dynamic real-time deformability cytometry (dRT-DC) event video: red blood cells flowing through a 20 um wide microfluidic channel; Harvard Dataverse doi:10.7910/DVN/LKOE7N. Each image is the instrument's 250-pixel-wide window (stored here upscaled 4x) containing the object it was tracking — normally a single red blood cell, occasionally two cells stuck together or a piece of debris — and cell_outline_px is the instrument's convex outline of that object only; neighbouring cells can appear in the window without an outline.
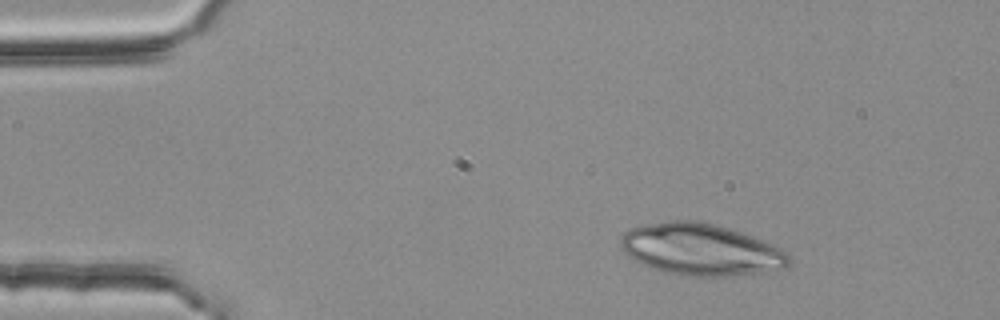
{"species": "common noctule bat (a hibernating species)", "species_latin": "Nyctalus noctula", "temperature_condition": "room temperature", "stored_images_in_passage": 3, "camera_frame_rate_fps": 3000, "um_per_image_px": 0.085, "animal": {"sex": "female", "body_mass_g": 25.1}, "frame": {"image": 1, "passage_image": 1, "time_ms": 0.0, "image_size_px": [1000, 320], "cell_outline_px": [[792, 260], [788, 268], [768, 272], [728, 276], [680, 276], [664, 272], [652, 268], [628, 256], [620, 248], [620, 240], [624, 232], [632, 228], [648, 224], [668, 220], [700, 220], [716, 224], [752, 236], [772, 244], [788, 252], [792, 256]], "centroid_in_image_um": [59.62, 21.22], "position_along_channel_um": 25.4, "area_um2": 51.27}}